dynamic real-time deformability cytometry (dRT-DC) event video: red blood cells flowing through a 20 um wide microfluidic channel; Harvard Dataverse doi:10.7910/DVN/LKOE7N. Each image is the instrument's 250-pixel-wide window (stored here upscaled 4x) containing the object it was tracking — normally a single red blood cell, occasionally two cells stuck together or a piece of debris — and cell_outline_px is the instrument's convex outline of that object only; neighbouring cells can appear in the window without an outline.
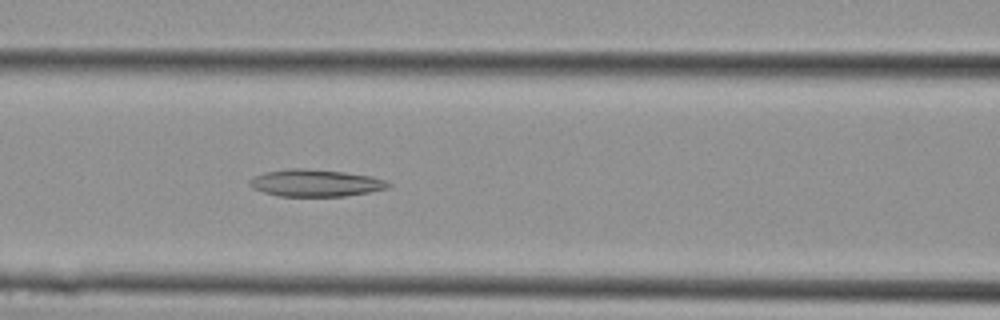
{"species": "Egyptian fruit bat (a non-hibernating species)", "species_latin": "Rousettus aegyptiacus", "temperature_condition": "cold", "stored_images_in_passage": 8, "camera_frame_rate_fps": 3000, "um_per_image_px": 0.085, "animal": {"sex": "female"}, "frame": {"image": 1, "passage_image": 8, "time_ms": 2.333, "image_size_px": [1000, 320], "cell_outline_px": [[392, 184], [388, 188], [368, 192], [344, 196], [280, 196], [264, 192], [252, 188], [248, 184], [248, 180], [264, 172], [296, 168], [300, 168], [344, 172], [372, 176], [384, 180]], "centroid_in_image_um": [26.81, 15.56], "position_along_channel_um": 139.8, "area_um2": 21.68}}